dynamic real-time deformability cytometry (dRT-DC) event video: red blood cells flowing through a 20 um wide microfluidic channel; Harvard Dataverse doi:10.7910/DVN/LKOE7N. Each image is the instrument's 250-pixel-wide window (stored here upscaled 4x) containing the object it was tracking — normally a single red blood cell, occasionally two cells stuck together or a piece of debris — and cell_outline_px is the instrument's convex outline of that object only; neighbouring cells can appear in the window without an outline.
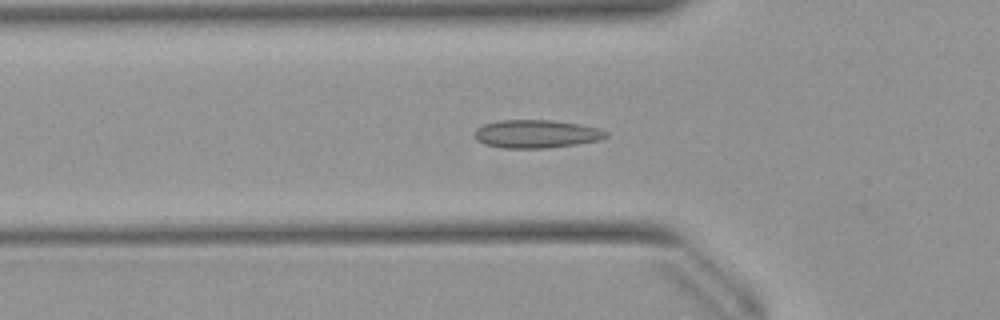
{"species": "Egyptian fruit bat (a non-hibernating species)", "species_latin": "Rousettus aegyptiacus", "temperature_condition": "warm", "stored_images_in_passage": 50, "camera_frame_rate_fps": 3000, "um_per_image_px": 0.085, "animal": {"sex": "female"}, "frame": {"image": 1, "passage_image": 15, "time_ms": 4.667, "image_size_px": [1000, 320], "cell_outline_px": [[608, 136], [600, 140], [576, 144], [548, 148], [500, 148], [484, 144], [476, 140], [472, 136], [476, 128], [484, 124], [496, 120], [556, 120], [580, 124], [596, 128], [608, 132]], "centroid_in_image_um": [45.54, 11.38], "position_along_channel_um": 80.3, "area_um2": 21.85}}
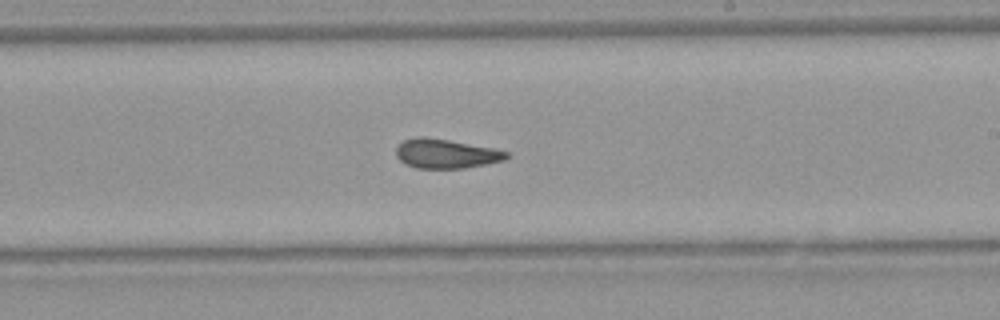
{"frame": {"image": 2, "passage_image": 28, "time_ms": 9.0, "image_size_px": [1000, 320], "cell_outline_px": [[508, 156], [504, 160], [464, 168], [416, 168], [404, 164], [396, 156], [396, 148], [404, 140], [420, 136], [424, 136], [496, 148], [508, 152]], "centroid_in_image_um": [37.89, 13.06], "position_along_channel_um": 251.1, "area_um2": 18.79}}
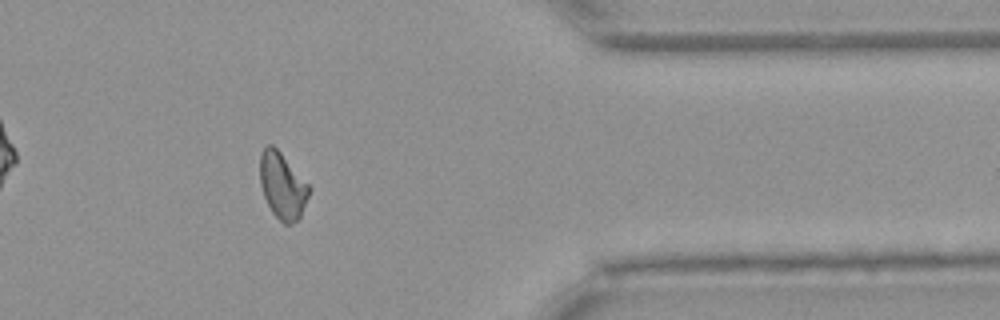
{"frame": {"image": 3, "passage_image": 40, "time_ms": 13.0, "image_size_px": [1000, 320], "cell_outline_px": [[312, 188], [300, 216], [292, 224], [284, 224], [272, 212], [264, 196], [260, 184], [260, 156], [264, 148], [268, 144], [272, 144], [280, 152]], "centroid_in_image_um": [24.01, 15.79], "position_along_channel_um": 387.4, "area_um2": 18.73}, "authors_computed_cell_mechanics": {"area_um2": 19.5075, "velocity_mm_per_s": 3.9421, "shape_relaxation_time_tau1_ms": null, "shape_relaxation_time_tau2_ms": 1.7838, "deformation_change_tau1": null, "deformation_change_tau2": 0.0545}}